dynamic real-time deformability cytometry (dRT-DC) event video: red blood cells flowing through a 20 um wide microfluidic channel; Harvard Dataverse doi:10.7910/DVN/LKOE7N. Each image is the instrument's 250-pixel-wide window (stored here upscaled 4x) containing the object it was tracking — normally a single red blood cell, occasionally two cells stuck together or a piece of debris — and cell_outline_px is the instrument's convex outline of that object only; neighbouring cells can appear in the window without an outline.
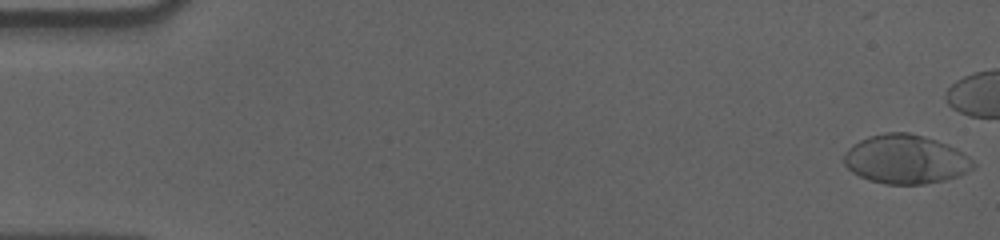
{"species": "human", "species_latin": "Homo sapiens", "temperature_condition": "cold", "stored_images_in_passage": 47, "camera_frame_rate_fps": 3000, "um_per_image_px": 0.085, "donor": {"sex": "male"}, "frame": {"image": 1, "passage_image": 1, "time_ms": 0.0, "image_size_px": [1000, 240], "cell_outline_px": [[976, 164], [972, 168], [956, 176], [944, 180], [924, 184], [884, 184], [868, 180], [852, 172], [844, 164], [844, 152], [852, 144], [868, 136], [884, 132], [908, 132], [924, 136], [948, 144], [964, 152]], "centroid_in_image_um": [76.95, 13.53], "position_along_channel_um": 8.1, "area_um2": 36.99}}
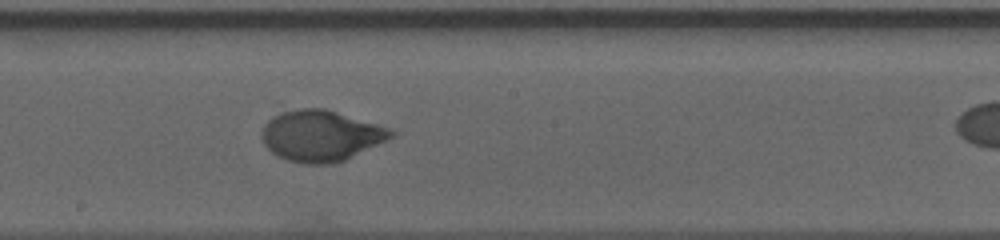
{"frame": {"image": 2, "passage_image": 32, "time_ms": 10.333, "image_size_px": [1000, 240], "cell_outline_px": [[396, 136], [388, 140], [344, 160], [328, 164], [304, 164], [288, 160], [276, 156], [264, 144], [260, 136], [260, 132], [264, 124], [272, 116], [284, 112], [304, 108], [324, 108], [392, 128], [396, 132]], "centroid_in_image_um": [27.29, 11.54], "position_along_channel_um": 220.9, "area_um2": 38.55}}
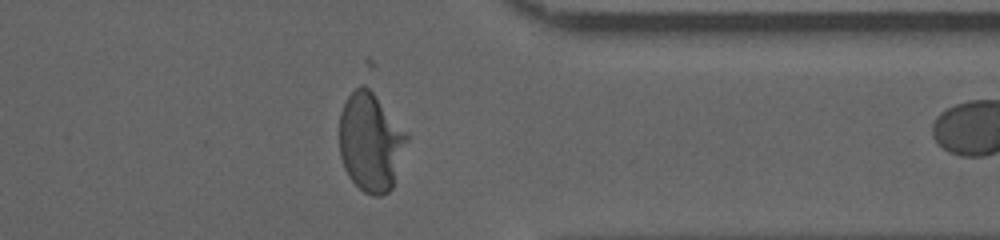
{"frame": {"image": 3, "passage_image": 46, "time_ms": 15.0, "image_size_px": [1000, 240], "cell_outline_px": [[408, 140], [392, 188], [388, 192], [380, 196], [372, 196], [364, 192], [348, 176], [344, 168], [340, 156], [340, 112], [348, 96], [356, 88], [364, 84], [372, 92], [408, 132]], "centroid_in_image_um": [31.51, 12.09], "position_along_channel_um": 379.9, "area_um2": 38.61}}